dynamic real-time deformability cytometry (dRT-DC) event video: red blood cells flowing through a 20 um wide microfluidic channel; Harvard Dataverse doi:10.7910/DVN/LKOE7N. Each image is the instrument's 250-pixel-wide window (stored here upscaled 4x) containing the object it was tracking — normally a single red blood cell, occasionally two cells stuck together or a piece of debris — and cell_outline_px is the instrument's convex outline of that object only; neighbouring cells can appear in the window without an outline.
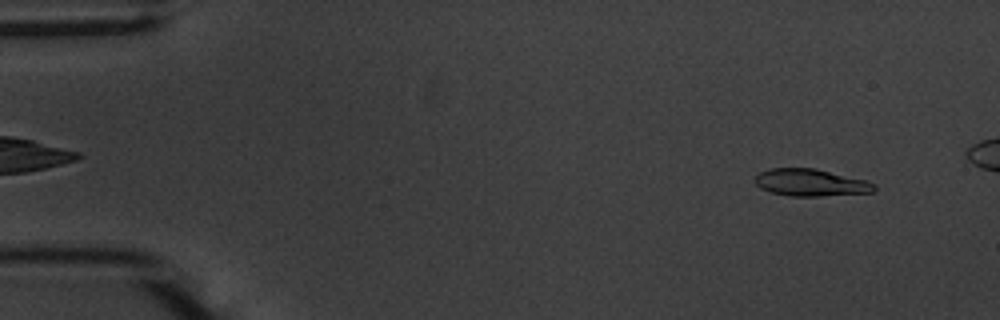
{"species": "common noctule bat (a hibernating species)", "species_latin": "Nyctalus noctula", "temperature_condition": "warm", "stored_images_in_passage": 50, "camera_frame_rate_fps": 3000, "um_per_image_px": 0.085, "animal": {"sex": "male", "body_mass_g": 20.1, "forearm_length_mm": 53.5}, "frame": {"image": 1, "passage_image": 4, "time_ms": 1.0, "image_size_px": [1000, 320], "cell_outline_px": [[876, 188], [872, 192], [820, 196], [788, 196], [772, 192], [760, 188], [756, 184], [756, 176], [760, 172], [768, 168], [816, 168], [868, 180], [876, 184]], "centroid_in_image_um": [68.94, 15.51], "position_along_channel_um": 16.1, "area_um2": 18.96}}
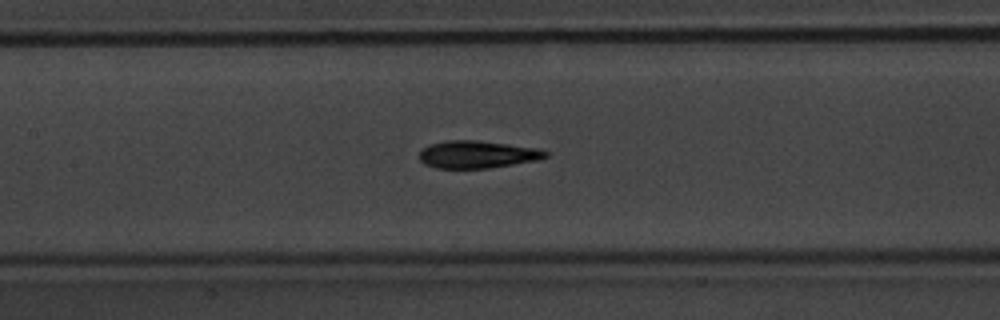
{"frame": {"image": 2, "passage_image": 25, "time_ms": 8.0, "image_size_px": [1000, 320], "cell_outline_px": [[548, 156], [540, 160], [488, 168], [436, 168], [424, 164], [420, 160], [420, 152], [428, 144], [448, 140], [476, 140], [508, 144], [536, 148], [548, 152]], "centroid_in_image_um": [40.57, 13.13], "position_along_channel_um": 166.8, "area_um2": 20.17}}
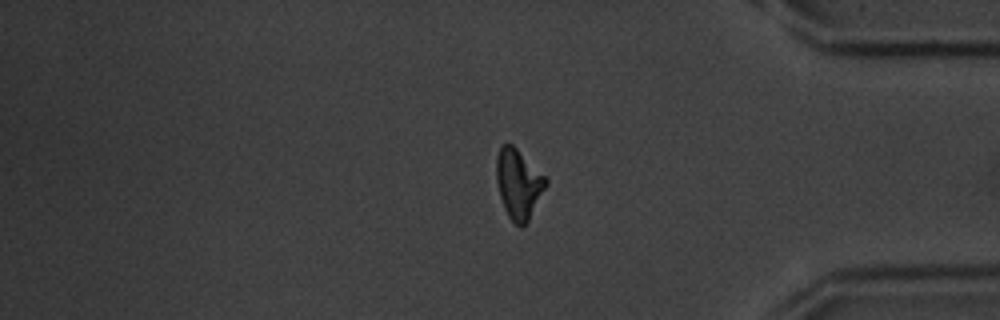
{"frame": {"image": 3, "passage_image": 45, "time_ms": 14.667, "image_size_px": [1000, 320], "cell_outline_px": [[548, 184], [528, 220], [520, 228], [508, 216], [504, 208], [500, 196], [496, 180], [496, 156], [500, 148], [504, 144], [512, 144], [548, 180]], "centroid_in_image_um": [44.06, 15.63], "position_along_channel_um": 391.1, "area_um2": 19.71}}